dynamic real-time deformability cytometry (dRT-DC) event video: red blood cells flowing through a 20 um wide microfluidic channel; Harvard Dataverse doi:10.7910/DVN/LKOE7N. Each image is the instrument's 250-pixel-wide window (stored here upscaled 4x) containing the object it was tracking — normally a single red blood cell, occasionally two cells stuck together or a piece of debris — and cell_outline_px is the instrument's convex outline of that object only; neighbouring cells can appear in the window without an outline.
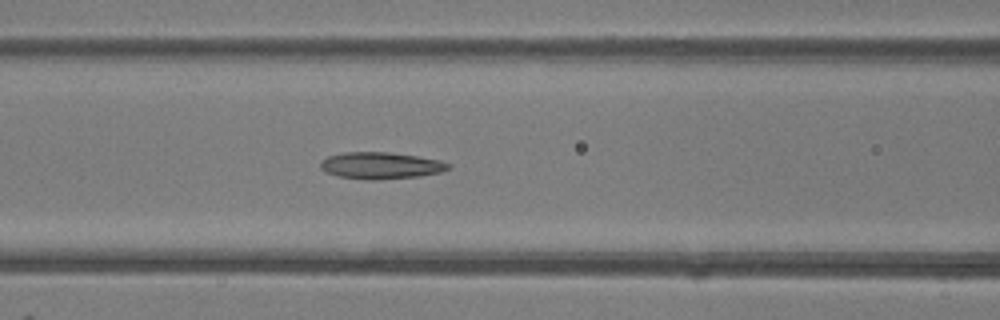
{"species": "common noctule bat (a hibernating species)", "species_latin": "Nyctalus noctula", "temperature_condition": "room temperature", "stored_images_in_passage": 21, "camera_frame_rate_fps": 3000, "um_per_image_px": 0.085, "animal": {"sex": "female"}, "frame": {"image": 1, "passage_image": 21, "time_ms": 6.667, "image_size_px": [1000, 320], "cell_outline_px": [[452, 168], [440, 172], [420, 176], [376, 180], [364, 180], [340, 176], [324, 172], [320, 168], [320, 164], [328, 156], [344, 152], [388, 152], [416, 156], [440, 160], [452, 164]], "centroid_in_image_um": [32.39, 14.08], "position_along_channel_um": 134.2, "area_um2": 20.0}}